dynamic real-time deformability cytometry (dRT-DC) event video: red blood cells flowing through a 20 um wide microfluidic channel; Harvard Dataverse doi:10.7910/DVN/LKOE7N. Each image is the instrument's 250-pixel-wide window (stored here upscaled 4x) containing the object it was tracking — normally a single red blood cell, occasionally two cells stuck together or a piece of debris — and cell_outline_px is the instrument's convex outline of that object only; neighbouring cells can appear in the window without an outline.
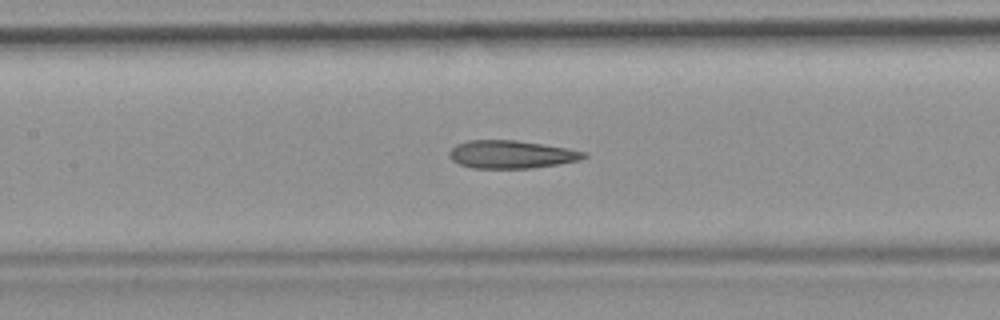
{"species": "common noctule bat (a hibernating species)", "species_latin": "Nyctalus noctula", "temperature_condition": "room temperature", "stored_images_in_passage": 52, "camera_frame_rate_fps": 3000, "um_per_image_px": 0.085, "animal": {"sex": "female", "body_mass_g": 19.9}, "frame": {"image": 1, "passage_image": 23, "time_ms": 7.333, "image_size_px": [1000, 320], "cell_outline_px": [[588, 156], [580, 160], [532, 168], [472, 168], [460, 164], [452, 160], [448, 156], [448, 152], [456, 144], [468, 140], [516, 140], [544, 144], [568, 148], [588, 152]], "centroid_in_image_um": [43.47, 13.12], "position_along_channel_um": 163.9, "area_um2": 22.02}, "authors_computed_cell_mechanics": {"area_um2": 23.1489, "velocity_mm_per_s": 3.8751, "shape_relaxation_time_tau1_ms": null, "shape_relaxation_time_tau2_ms": 3.3742, "deformation_change_tau1": null, "deformation_change_tau2": 0.1365}}